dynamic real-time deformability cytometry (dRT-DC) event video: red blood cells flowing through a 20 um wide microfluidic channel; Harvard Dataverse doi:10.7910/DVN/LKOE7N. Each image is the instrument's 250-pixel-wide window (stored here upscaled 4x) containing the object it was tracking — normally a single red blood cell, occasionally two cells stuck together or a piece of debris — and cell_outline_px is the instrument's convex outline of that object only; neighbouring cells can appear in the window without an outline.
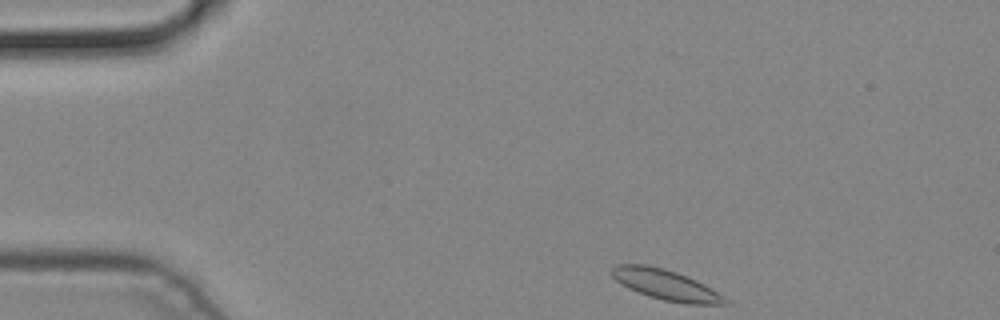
{"species": "common noctule bat (a hibernating species)", "species_latin": "Nyctalus noctula", "temperature_condition": "cold", "stored_images_in_passage": 5, "camera_frame_rate_fps": 3000, "um_per_image_px": 0.085, "animal": {"sex": "male", "body_mass_g": 19.2, "forearm_length_mm": 51.8}, "frame": {"image": 1, "passage_image": 1, "time_ms": 0.0, "image_size_px": [1000, 320], "cell_outline_px": [[728, 304], [688, 304], [664, 300], [648, 296], [628, 288], [616, 280], [612, 276], [612, 268], [616, 264], [644, 264], [664, 268], [676, 272], [696, 280], [704, 284], [724, 296]], "centroid_in_image_um": [56.57, 24.2], "position_along_channel_um": 28.4, "area_um2": 19.83}}
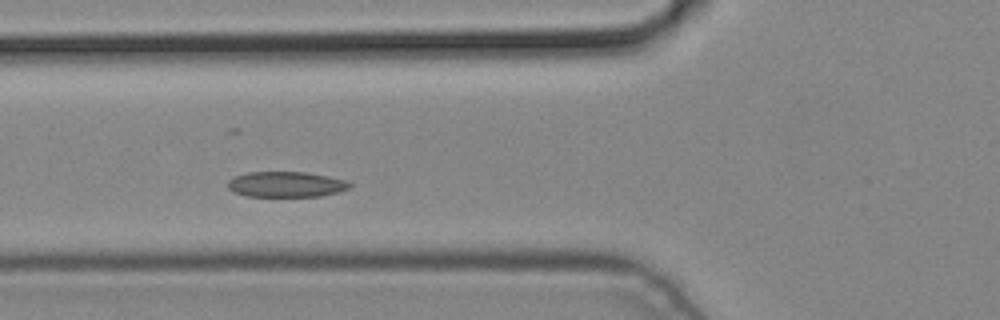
{"frame": {"image": 2, "passage_image": 3, "time_ms": 0.667, "image_size_px": [1000, 320], "cell_outline_px": [[352, 184], [348, 188], [336, 192], [320, 196], [248, 196], [232, 192], [228, 188], [228, 180], [232, 176], [248, 172], [304, 172], [328, 176], [348, 180]], "centroid_in_image_um": [24.28, 15.66], "position_along_channel_um": 101.5, "area_um2": 18.15}}
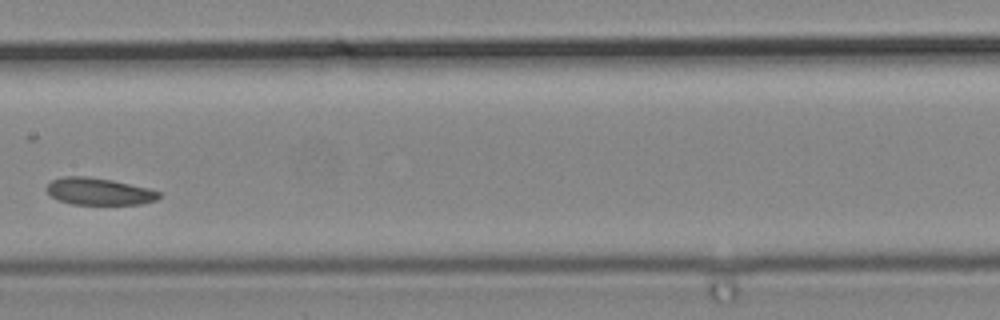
{"frame": {"image": 3, "passage_image": 5, "time_ms": 1.333, "image_size_px": [1000, 320], "cell_outline_px": [[160, 196], [156, 200], [140, 204], [72, 204], [60, 200], [52, 196], [44, 188], [52, 180], [64, 176], [88, 176], [112, 180], [148, 188], [160, 192]], "centroid_in_image_um": [8.4, 16.26], "position_along_channel_um": 199.0, "area_um2": 17.57}}